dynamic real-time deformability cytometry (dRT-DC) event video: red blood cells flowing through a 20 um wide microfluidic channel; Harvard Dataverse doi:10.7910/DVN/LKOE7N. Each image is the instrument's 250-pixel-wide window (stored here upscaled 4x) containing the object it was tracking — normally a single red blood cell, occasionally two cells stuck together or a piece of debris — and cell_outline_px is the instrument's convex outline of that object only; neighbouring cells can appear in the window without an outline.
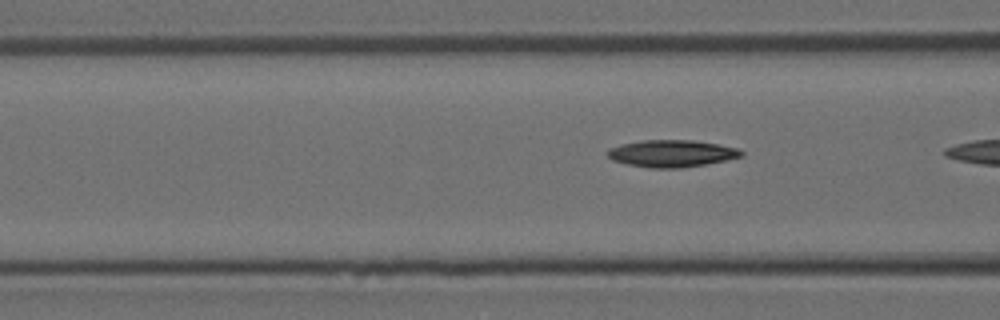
{"species": "Egyptian fruit bat (a non-hibernating species)", "species_latin": "Rousettus aegyptiacus", "temperature_condition": "room temperature", "stored_images_in_passage": 6, "camera_frame_rate_fps": 3000, "um_per_image_px": 0.085, "animal": {"sex": "female"}, "frame": {"image": 1, "passage_image": 6, "time_ms": 1.667, "image_size_px": [1000, 320], "cell_outline_px": [[744, 156], [704, 164], [680, 168], [648, 168], [628, 164], [612, 160], [604, 152], [608, 148], [620, 144], [640, 140], [692, 140], [720, 144], [736, 148], [744, 152]], "centroid_in_image_um": [57.04, 13.04], "position_along_channel_um": 109.6, "area_um2": 21.21}}